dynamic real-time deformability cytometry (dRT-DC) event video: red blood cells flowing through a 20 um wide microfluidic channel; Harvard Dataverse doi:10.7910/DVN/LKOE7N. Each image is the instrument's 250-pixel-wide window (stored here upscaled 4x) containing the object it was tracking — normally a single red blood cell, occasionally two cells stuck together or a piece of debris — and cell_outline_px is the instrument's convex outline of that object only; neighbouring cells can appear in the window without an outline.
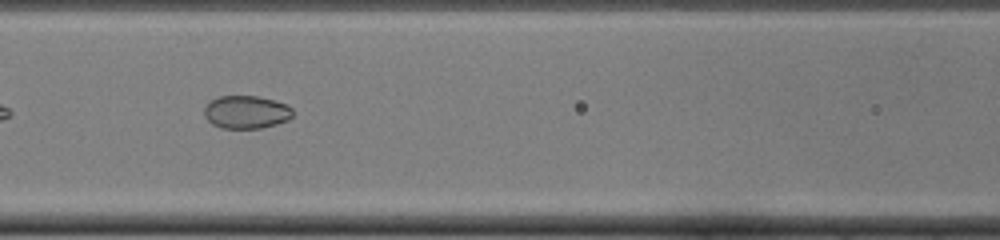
{"species": "common noctule bat (a hibernating species)", "species_latin": "Nyctalus noctula", "temperature_condition": "cold", "stored_images_in_passage": 35, "segment_of_instrument_passage": [1, 2], "camera_frame_rate_fps": 3000, "um_per_image_px": 0.085, "animal": {"sex": "female", "body_mass_g": 22.0, "forearm_length_mm": 56.7}, "frame": {"image": 1, "passage_image": 6, "time_ms": 1.667, "image_size_px": [1000, 240], "cell_outline_px": [[292, 116], [288, 120], [276, 124], [260, 128], [220, 128], [212, 124], [204, 116], [204, 108], [212, 100], [220, 96], [256, 96], [288, 104], [292, 108]], "centroid_in_image_um": [20.93, 9.53], "position_along_channel_um": 145.7, "area_um2": 16.94}}